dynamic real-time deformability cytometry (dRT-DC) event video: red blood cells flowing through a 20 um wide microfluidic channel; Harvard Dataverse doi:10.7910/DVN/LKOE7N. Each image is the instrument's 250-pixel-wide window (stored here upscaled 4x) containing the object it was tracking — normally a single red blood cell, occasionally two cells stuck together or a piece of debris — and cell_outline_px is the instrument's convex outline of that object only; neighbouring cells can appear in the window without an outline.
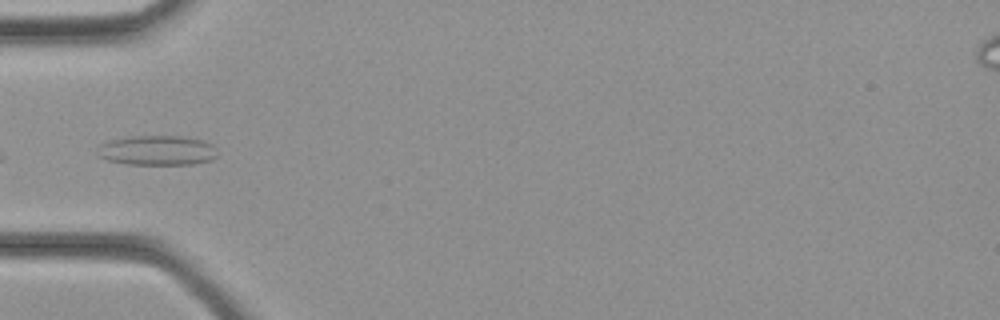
{"species": "common noctule bat (a hibernating species)", "species_latin": "Nyctalus noctula", "temperature_condition": "cold", "stored_images_in_passage": 22, "camera_frame_rate_fps": 3000, "um_per_image_px": 0.085, "animal": {"sex": "female", "body_mass_g": 21.9}, "frame": {"image": 1, "passage_image": 1, "time_ms": 0.0, "image_size_px": [1000, 320], "cell_outline_px": [[216, 156], [212, 160], [192, 164], [128, 164], [108, 160], [96, 156], [100, 144], [112, 140], [132, 136], [184, 136], [204, 140], [212, 144], [216, 148]], "centroid_in_image_um": [13.38, 12.78], "position_along_channel_um": 71.6, "area_um2": 20.87}}